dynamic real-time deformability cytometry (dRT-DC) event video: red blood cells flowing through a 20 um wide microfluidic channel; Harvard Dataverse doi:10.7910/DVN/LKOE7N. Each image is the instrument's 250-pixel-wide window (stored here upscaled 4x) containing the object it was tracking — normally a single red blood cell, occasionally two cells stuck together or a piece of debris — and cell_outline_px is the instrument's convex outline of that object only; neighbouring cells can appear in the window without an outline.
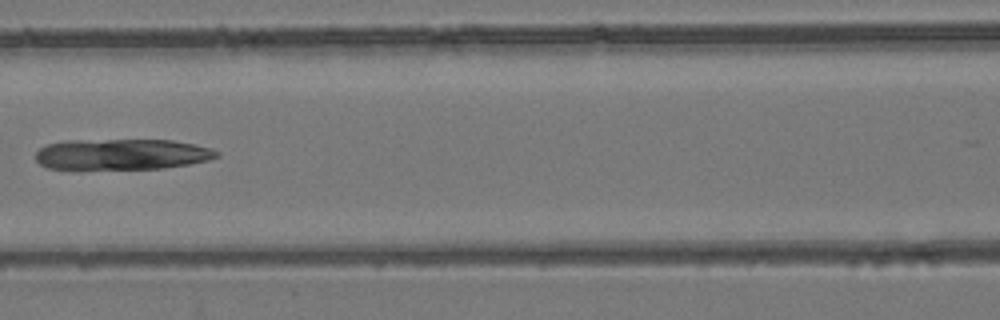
{"species": "common noctule bat (a hibernating species)", "species_latin": "Nyctalus noctula", "temperature_condition": "room temperature", "stored_images_in_passage": 6, "camera_frame_rate_fps": 3000, "um_per_image_px": 0.085, "animal": {"sex": "female", "body_mass_g": 24.6, "forearm_length_mm": 56.2}, "frame": {"image": 1, "passage_image": 4, "time_ms": 1.0, "image_size_px": [1000, 320], "cell_outline_px": [[220, 156], [208, 160], [188, 164], [164, 168], [48, 168], [40, 164], [36, 160], [36, 152], [40, 148], [48, 144], [68, 140], [172, 140], [212, 148], [220, 152]], "centroid_in_image_um": [10.39, 13.1], "position_along_channel_um": 156.2, "area_um2": 32.19}}
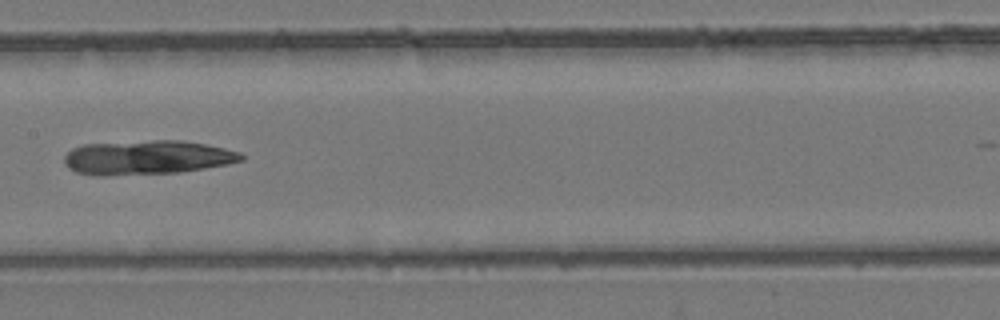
{"frame": {"image": 2, "passage_image": 5, "time_ms": 1.333, "image_size_px": [1000, 320], "cell_outline_px": [[244, 160], [228, 164], [180, 172], [104, 176], [96, 176], [76, 172], [68, 168], [64, 164], [64, 156], [72, 148], [84, 144], [152, 140], [180, 140], [204, 144], [224, 148], [240, 152], [244, 156]], "centroid_in_image_um": [12.47, 13.39], "position_along_channel_um": 194.9, "area_um2": 35.43}}
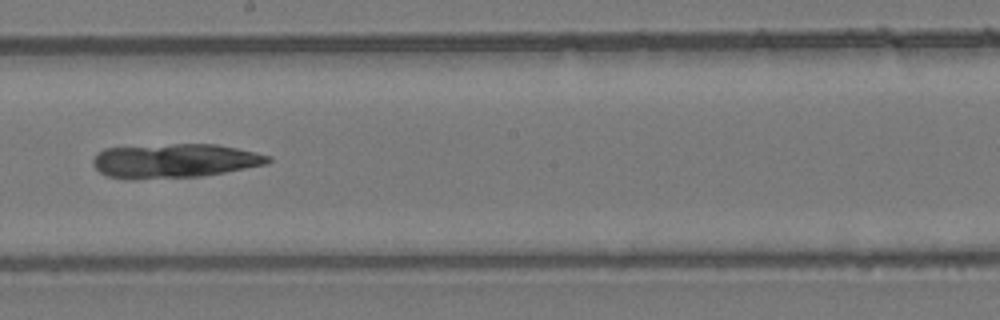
{"frame": {"image": 3, "passage_image": 6, "time_ms": 1.667, "image_size_px": [1000, 320], "cell_outline_px": [[272, 160], [268, 164], [224, 172], [200, 176], [132, 180], [124, 180], [104, 176], [92, 164], [92, 160], [96, 152], [104, 148], [172, 144], [216, 144], [236, 148], [272, 156]], "centroid_in_image_um": [14.77, 13.68], "position_along_channel_um": 233.4, "area_um2": 35.26}}